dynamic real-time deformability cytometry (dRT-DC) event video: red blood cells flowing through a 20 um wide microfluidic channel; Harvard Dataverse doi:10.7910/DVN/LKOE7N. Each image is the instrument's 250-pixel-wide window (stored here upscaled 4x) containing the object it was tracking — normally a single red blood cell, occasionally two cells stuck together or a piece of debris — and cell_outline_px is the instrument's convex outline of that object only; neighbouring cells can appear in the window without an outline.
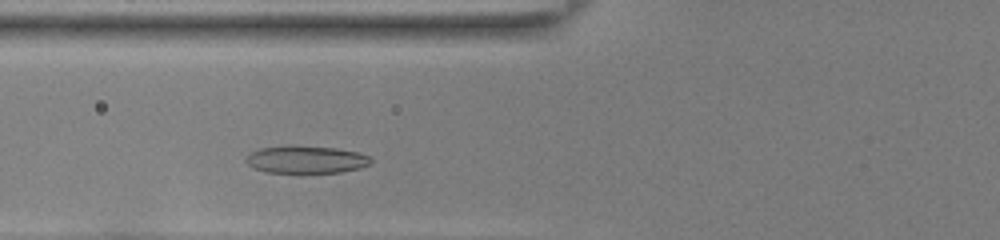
{"species": "common noctule bat (a hibernating species)", "species_latin": "Nyctalus noctula", "temperature_condition": "room temperature", "stored_images_in_passage": 32, "camera_frame_rate_fps": 3000, "um_per_image_px": 0.085, "animal": {"sex": "female", "body_mass_g": 22.0, "forearm_length_mm": 56.7}, "frame": {"image": 1, "passage_image": 7, "time_ms": 2.0, "image_size_px": [1000, 240], "cell_outline_px": [[372, 164], [340, 172], [268, 172], [252, 168], [244, 160], [252, 152], [260, 148], [292, 144], [336, 148], [356, 152], [368, 156], [372, 160]], "centroid_in_image_um": [25.98, 13.54], "position_along_channel_um": 99.8, "area_um2": 20.0}}
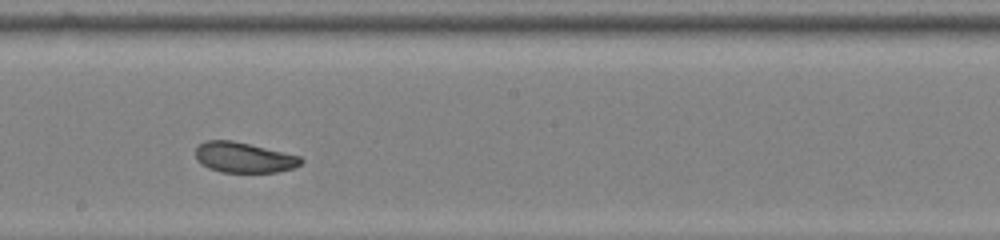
{"frame": {"image": 2, "passage_image": 17, "time_ms": 5.333, "image_size_px": [1000, 240], "cell_outline_px": [[304, 160], [300, 164], [292, 168], [276, 172], [220, 172], [208, 168], [200, 164], [196, 160], [196, 148], [204, 140], [232, 140], [300, 156]], "centroid_in_image_um": [20.68, 13.39], "position_along_channel_um": 227.5, "area_um2": 18.61}}
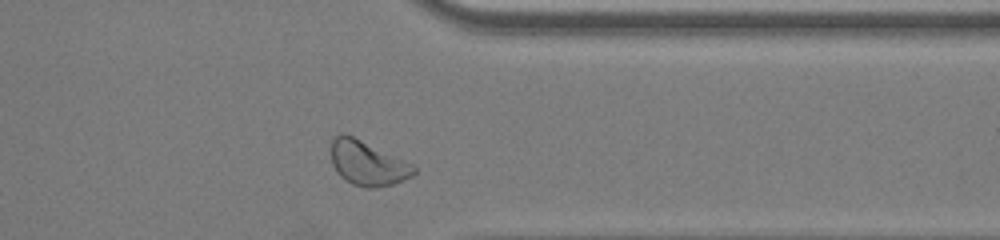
{"frame": {"image": 3, "passage_image": 29, "time_ms": 9.333, "image_size_px": [1000, 240], "cell_outline_px": [[416, 172], [412, 176], [404, 180], [392, 184], [376, 188], [364, 188], [352, 184], [340, 176], [336, 172], [332, 164], [332, 136], [340, 132], [344, 132], [404, 160], [412, 164], [416, 168]], "centroid_in_image_um": [31.22, 13.87], "position_along_channel_um": 380.2, "area_um2": 21.5}, "authors_computed_cell_mechanics": {"area_um2": 19.4208, "velocity_mm_per_s": 3.8394, "shape_relaxation_time_tau1_ms": 4.7905, "shape_relaxation_time_tau2_ms": 2.3141, "deformation_change_tau1": 0.1301, "deformation_change_tau2": 0.0662}}